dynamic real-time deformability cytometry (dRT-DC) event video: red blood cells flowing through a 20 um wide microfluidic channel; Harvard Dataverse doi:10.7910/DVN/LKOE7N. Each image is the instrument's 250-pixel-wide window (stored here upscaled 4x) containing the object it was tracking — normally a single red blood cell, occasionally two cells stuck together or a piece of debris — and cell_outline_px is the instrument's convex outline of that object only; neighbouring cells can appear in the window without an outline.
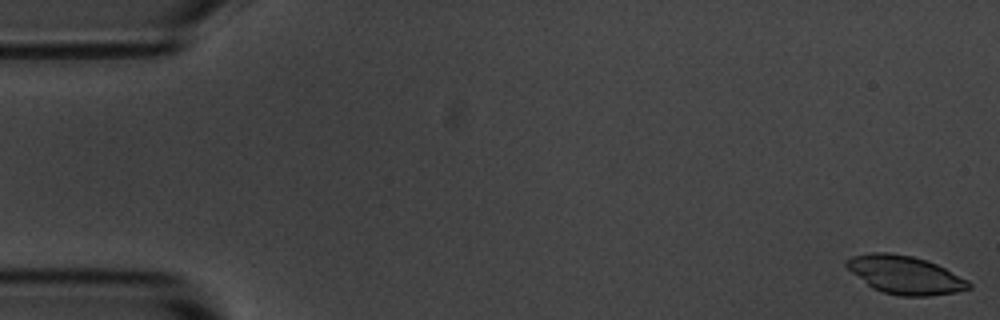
{"species": "common noctule bat (a hibernating species)", "species_latin": "Nyctalus noctula", "temperature_condition": "room temperature", "stored_images_in_passage": 5, "camera_frame_rate_fps": 3000, "um_per_image_px": 0.085, "animal": {"sex": "male", "body_mass_g": 20.1, "forearm_length_mm": 53.5}, "frame": {"image": 1, "passage_image": 1, "time_ms": 0.0, "image_size_px": [1000, 320], "cell_outline_px": [[972, 288], [956, 292], [928, 296], [900, 296], [884, 292], [872, 288], [852, 272], [844, 264], [844, 260], [852, 256], [872, 252], [888, 252], [912, 256], [936, 264], [968, 280], [972, 284]], "centroid_in_image_um": [76.92, 23.36], "position_along_channel_um": 8.1, "area_um2": 27.05}}